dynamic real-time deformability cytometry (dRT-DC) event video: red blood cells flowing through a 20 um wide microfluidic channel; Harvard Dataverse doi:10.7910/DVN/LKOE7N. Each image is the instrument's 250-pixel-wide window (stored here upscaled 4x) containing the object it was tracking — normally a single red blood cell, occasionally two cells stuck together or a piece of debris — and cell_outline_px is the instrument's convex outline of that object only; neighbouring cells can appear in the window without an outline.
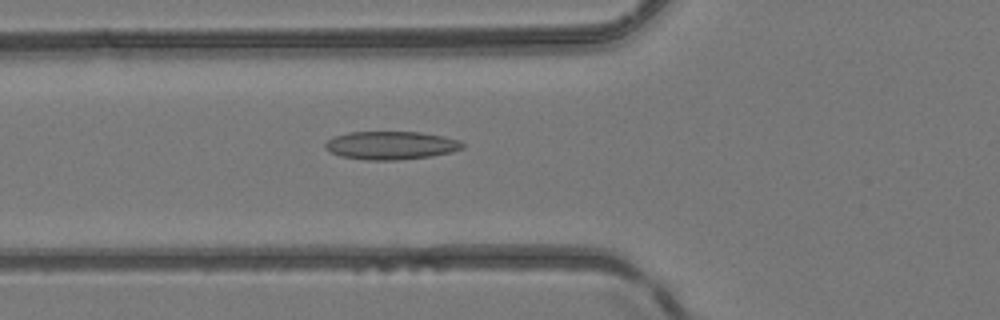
{"species": "common noctule bat (a hibernating species)", "species_latin": "Nyctalus noctula", "temperature_condition": "room temperature", "stored_images_in_passage": 50, "camera_frame_rate_fps": 3000, "um_per_image_px": 0.085, "animal": {"sex": "female", "body_mass_g": 24.6, "forearm_length_mm": 56.2}, "frame": {"image": 1, "passage_image": 19, "time_ms": 6.0, "image_size_px": [1000, 320], "cell_outline_px": [[464, 148], [452, 152], [432, 156], [396, 160], [368, 160], [340, 156], [328, 152], [324, 148], [324, 144], [332, 136], [348, 132], [420, 132], [444, 136], [460, 140], [464, 144]], "centroid_in_image_um": [33.22, 12.35], "position_along_channel_um": 92.6, "area_um2": 22.83}}
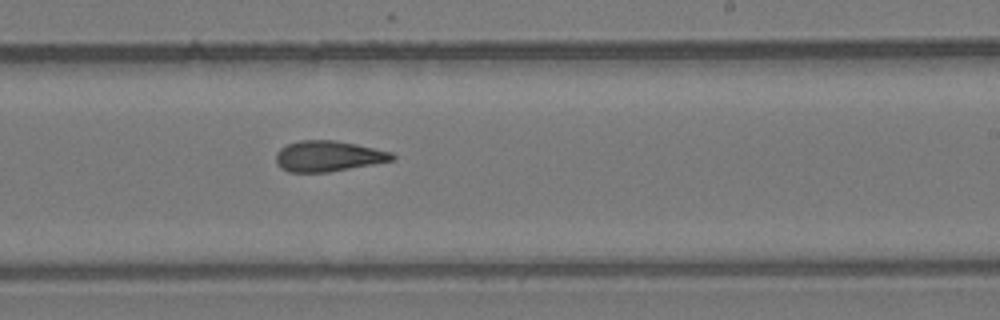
{"frame": {"image": 2, "passage_image": 31, "time_ms": 10.0, "image_size_px": [1000, 320], "cell_outline_px": [[396, 160], [328, 172], [288, 172], [280, 168], [276, 164], [276, 152], [280, 148], [288, 144], [300, 140], [336, 140], [356, 144], [392, 152], [396, 156]], "centroid_in_image_um": [27.89, 13.27], "position_along_channel_um": 261.1, "area_um2": 20.92}}
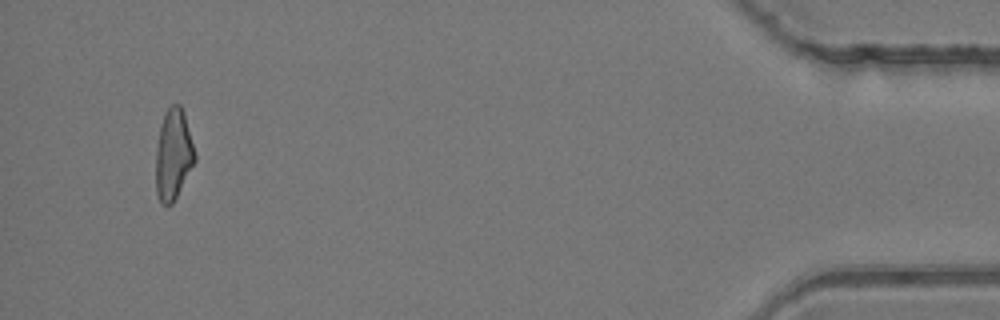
{"frame": {"image": 3, "passage_image": 48, "time_ms": 15.667, "image_size_px": [1000, 320], "cell_outline_px": [[196, 160], [172, 204], [160, 204], [156, 192], [156, 148], [160, 124], [164, 112], [172, 104], [180, 104], [184, 112], [196, 156]], "centroid_in_image_um": [14.72, 13.11], "position_along_channel_um": 420.5, "area_um2": 20.63}, "authors_computed_cell_mechanics": {"area_um2": 21.2415, "velocity_mm_per_s": 4.2086, "shape_relaxation_time_tau1_ms": null, "shape_relaxation_time_tau2_ms": 2.7169, "deformation_change_tau1": null, "deformation_change_tau2": 0.1091}}